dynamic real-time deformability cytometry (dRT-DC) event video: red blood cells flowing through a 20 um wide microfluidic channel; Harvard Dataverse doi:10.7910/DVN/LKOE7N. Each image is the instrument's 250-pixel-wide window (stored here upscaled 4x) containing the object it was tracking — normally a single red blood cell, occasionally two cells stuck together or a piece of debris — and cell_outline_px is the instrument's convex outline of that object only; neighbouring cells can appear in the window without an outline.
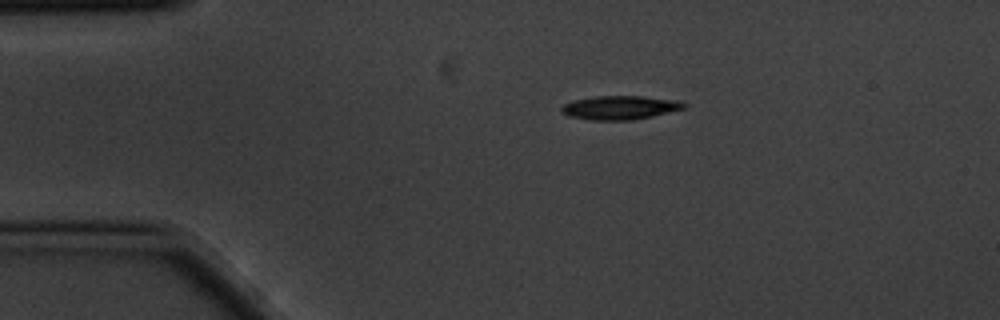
{"species": "common noctule bat (a hibernating species)", "species_latin": "Nyctalus noctula", "temperature_condition": "cold", "stored_images_in_passage": 8, "camera_frame_rate_fps": 3000, "um_per_image_px": 0.085, "animal": {"sex": "male", "body_mass_g": 20.1, "forearm_length_mm": 53.5}, "frame": {"image": 1, "passage_image": 1, "time_ms": 0.0, "image_size_px": [1000, 320], "cell_outline_px": [[688, 104], [684, 108], [652, 116], [632, 120], [596, 120], [568, 116], [560, 112], [560, 108], [564, 104], [572, 100], [596, 96], [640, 96], [676, 100]], "centroid_in_image_um": [52.66, 9.14], "position_along_channel_um": 32.3, "area_um2": 16.88}}
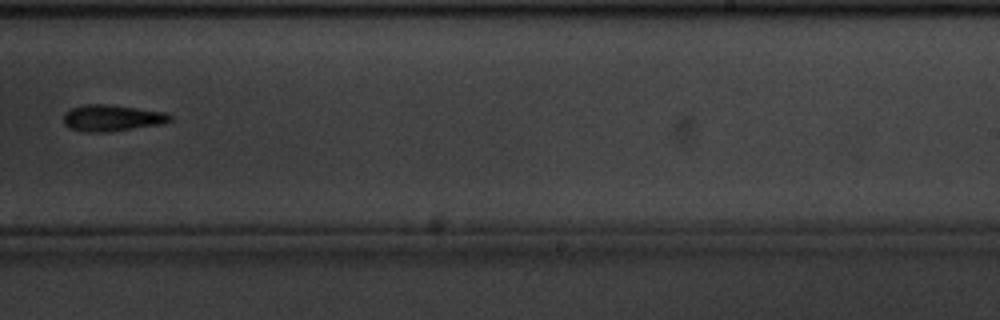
{"frame": {"image": 2, "passage_image": 8, "time_ms": 2.333, "image_size_px": [1000, 320], "cell_outline_px": [[172, 120], [160, 124], [108, 132], [84, 132], [68, 128], [64, 124], [64, 112], [72, 108], [84, 104], [108, 104], [164, 112], [172, 116]], "centroid_in_image_um": [9.47, 10.03], "position_along_channel_um": 279.5, "area_um2": 16.36}}